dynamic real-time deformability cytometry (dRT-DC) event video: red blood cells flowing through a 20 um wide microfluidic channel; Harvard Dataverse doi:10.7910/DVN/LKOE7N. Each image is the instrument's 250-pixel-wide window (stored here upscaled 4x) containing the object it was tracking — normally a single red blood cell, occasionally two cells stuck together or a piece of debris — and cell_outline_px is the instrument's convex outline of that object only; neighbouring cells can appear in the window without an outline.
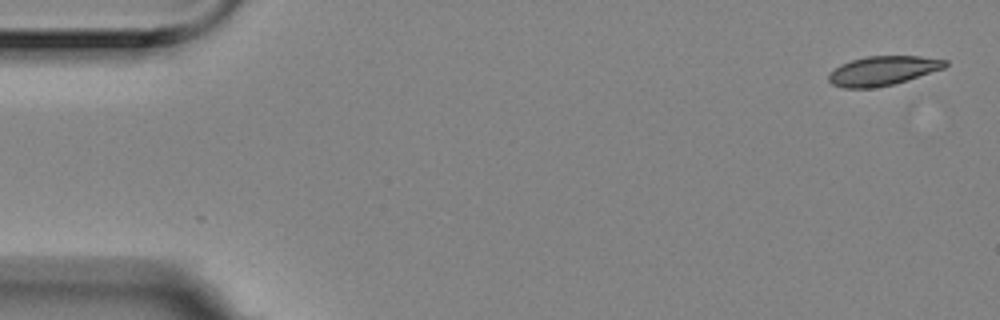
{"species": "Egyptian fruit bat (a non-hibernating species)", "species_latin": "Rousettus aegyptiacus", "temperature_condition": "room temperature", "stored_images_in_passage": 4, "camera_frame_rate_fps": 3000, "um_per_image_px": 0.085, "animal": {"sex": "female"}, "frame": {"image": 1, "passage_image": 1, "time_ms": 0.0, "image_size_px": [1000, 320], "cell_outline_px": [[948, 64], [944, 68], [892, 84], [872, 88], [844, 88], [832, 84], [828, 80], [828, 72], [840, 64], [852, 60], [868, 56], [920, 56], [948, 60]], "centroid_in_image_um": [75.0, 6.0], "position_along_channel_um": 10.0, "area_um2": 19.77}}
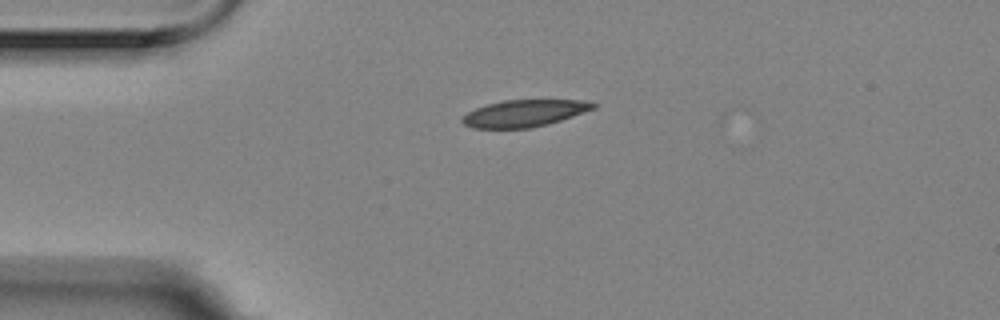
{"frame": {"image": 2, "passage_image": 4, "time_ms": 1.0, "image_size_px": [1000, 320], "cell_outline_px": [[596, 108], [548, 124], [532, 128], [472, 128], [464, 124], [460, 120], [468, 112], [476, 108], [488, 104], [504, 100], [580, 100], [596, 104]], "centroid_in_image_um": [44.54, 9.63], "position_along_channel_um": 40.5, "area_um2": 20.35}}